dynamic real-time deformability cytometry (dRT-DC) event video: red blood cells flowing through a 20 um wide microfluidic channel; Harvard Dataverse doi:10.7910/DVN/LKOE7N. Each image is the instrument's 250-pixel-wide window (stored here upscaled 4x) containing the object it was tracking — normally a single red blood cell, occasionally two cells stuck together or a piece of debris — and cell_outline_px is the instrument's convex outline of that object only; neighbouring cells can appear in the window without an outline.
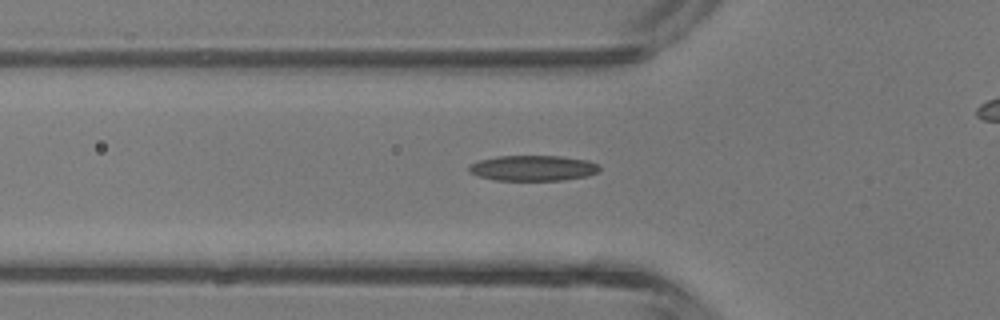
{"species": "common noctule bat (a hibernating species)", "species_latin": "Nyctalus noctula", "temperature_condition": "room temperature", "stored_images_in_passage": 32, "camera_frame_rate_fps": 3000, "um_per_image_px": 0.085, "animal": {"sex": "male", "body_mass_g": 13.3}, "frame": {"image": 1, "passage_image": 9, "time_ms": 2.667, "image_size_px": [1000, 320], "cell_outline_px": [[600, 168], [596, 172], [588, 176], [560, 180], [496, 180], [480, 176], [468, 172], [468, 164], [480, 160], [496, 156], [560, 156], [588, 160], [596, 164]], "centroid_in_image_um": [45.27, 14.28], "position_along_channel_um": 80.5, "area_um2": 19.31}}
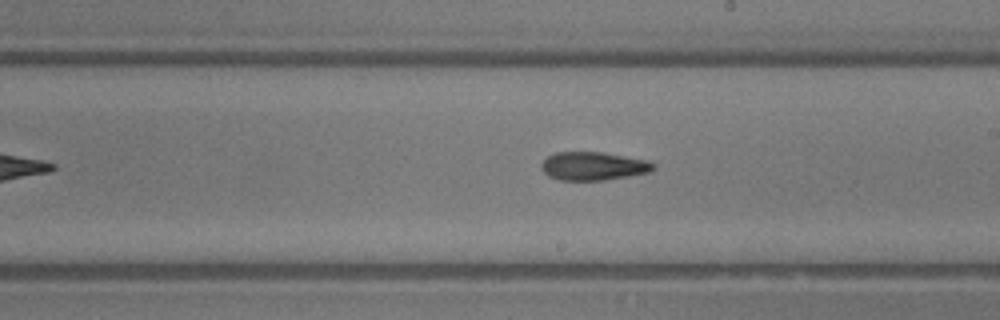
{"frame": {"image": 2, "passage_image": 19, "time_ms": 6.0, "image_size_px": [1000, 320], "cell_outline_px": [[656, 168], [648, 172], [628, 176], [604, 180], [560, 180], [548, 176], [544, 172], [540, 164], [548, 156], [556, 152], [600, 152], [648, 160], [656, 164]], "centroid_in_image_um": [50.43, 14.11], "position_along_channel_um": 238.6, "area_um2": 18.44}}
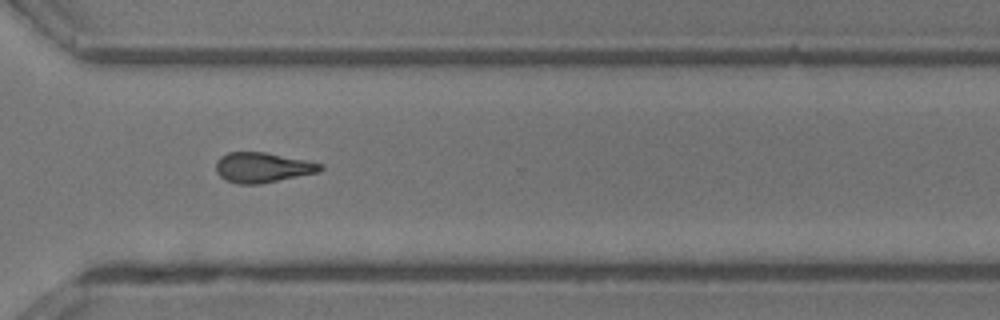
{"frame": {"image": 3, "passage_image": 26, "time_ms": 8.333, "image_size_px": [1000, 320], "cell_outline_px": [[324, 168], [320, 172], [256, 184], [240, 184], [228, 180], [220, 176], [216, 172], [216, 160], [220, 156], [228, 152], [264, 152], [308, 160], [324, 164]], "centroid_in_image_um": [22.34, 14.22], "position_along_channel_um": 348.3, "area_um2": 18.26}}